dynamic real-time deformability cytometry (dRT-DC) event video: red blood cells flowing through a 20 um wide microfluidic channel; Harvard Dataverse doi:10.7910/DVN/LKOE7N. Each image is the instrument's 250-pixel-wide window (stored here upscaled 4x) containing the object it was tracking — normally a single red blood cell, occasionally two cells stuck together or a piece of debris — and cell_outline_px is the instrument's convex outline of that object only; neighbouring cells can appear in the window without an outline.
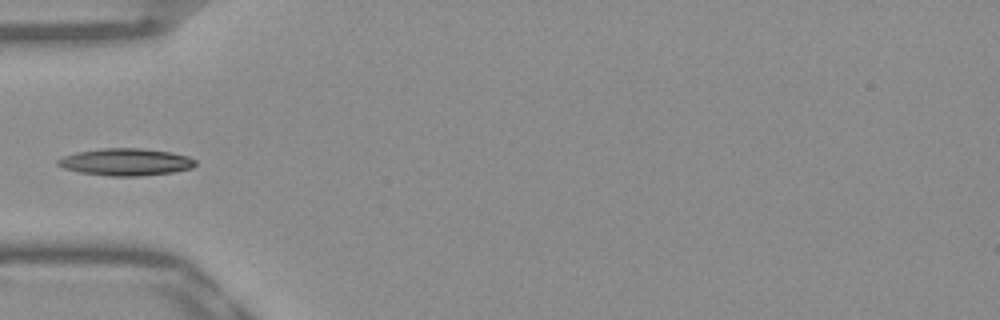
{"species": "Egyptian fruit bat (a non-hibernating species)", "species_latin": "Rousettus aegyptiacus", "temperature_condition": "warm", "stored_images_in_passage": 36, "camera_frame_rate_fps": 3000, "um_per_image_px": 0.085, "frame": {"image": 1, "passage_image": 1, "time_ms": 0.0, "image_size_px": [1000, 320], "cell_outline_px": [[196, 164], [192, 168], [172, 172], [140, 176], [108, 176], [80, 172], [64, 168], [56, 164], [56, 160], [64, 156], [76, 152], [100, 148], [140, 148], [172, 152], [188, 156], [196, 160]], "centroid_in_image_um": [10.69, 13.76], "position_along_channel_um": 74.3, "area_um2": 21.85}}
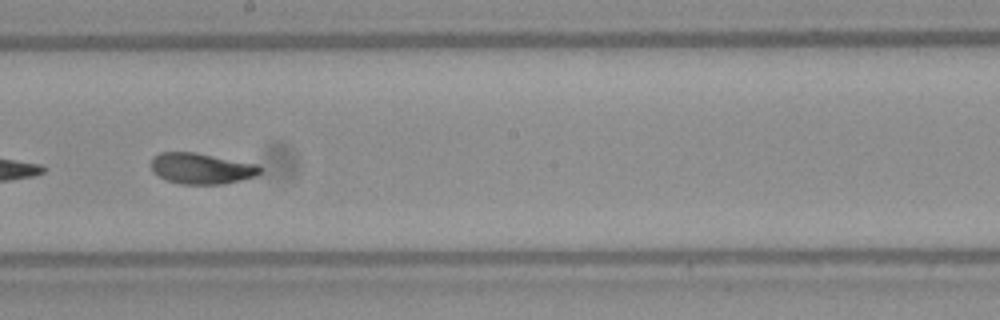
{"frame": {"image": 2, "passage_image": 13, "time_ms": 4.0, "image_size_px": [1000, 320], "cell_outline_px": [[260, 172], [256, 176], [224, 184], [180, 184], [168, 180], [152, 172], [152, 156], [160, 152], [196, 152], [256, 164], [260, 168]], "centroid_in_image_um": [17.1, 14.31], "position_along_channel_um": 231.1, "area_um2": 19.54}}
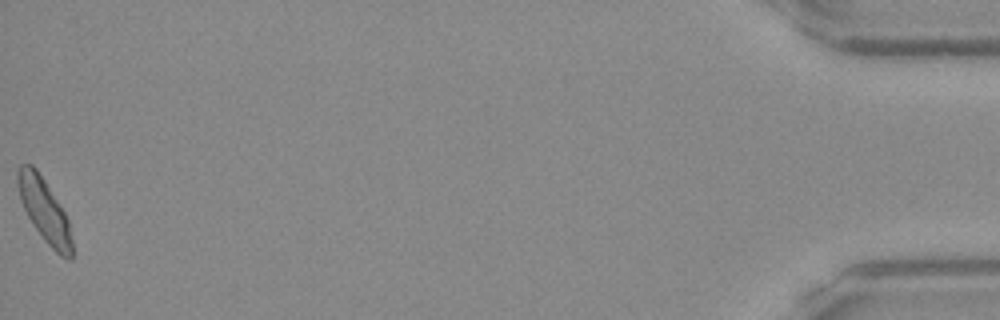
{"frame": {"image": 3, "passage_image": 36, "time_ms": 11.667, "image_size_px": [1000, 320], "cell_outline_px": [[72, 260], [68, 260], [60, 256], [44, 240], [32, 224], [20, 200], [16, 180], [16, 172], [20, 164], [32, 164], [36, 168], [44, 180], [64, 212], [68, 220], [72, 240]], "centroid_in_image_um": [3.76, 17.88], "position_along_channel_um": 431.4, "area_um2": 19.94}}